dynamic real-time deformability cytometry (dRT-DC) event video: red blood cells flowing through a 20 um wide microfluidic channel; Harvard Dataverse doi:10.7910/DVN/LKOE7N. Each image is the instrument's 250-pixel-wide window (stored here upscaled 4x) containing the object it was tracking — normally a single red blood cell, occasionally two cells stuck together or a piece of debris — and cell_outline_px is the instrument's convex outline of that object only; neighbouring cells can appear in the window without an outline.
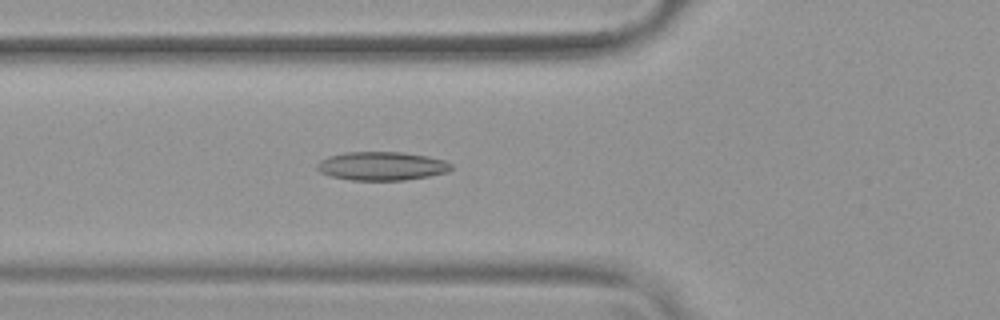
{"species": "common noctule bat (a hibernating species)", "species_latin": "Nyctalus noctula", "temperature_condition": "warm", "stored_images_in_passage": 54, "camera_frame_rate_fps": 3000, "um_per_image_px": 0.085, "animal": {"sex": "female", "body_mass_g": 19.9}, "frame": {"image": 1, "passage_image": 20, "time_ms": 6.333, "image_size_px": [1000, 320], "cell_outline_px": [[452, 168], [448, 172], [428, 176], [404, 180], [348, 180], [332, 176], [320, 172], [316, 168], [316, 164], [320, 160], [328, 156], [344, 152], [404, 152], [428, 156], [444, 160], [452, 164]], "centroid_in_image_um": [32.44, 14.11], "position_along_channel_um": 93.4, "area_um2": 22.48}}
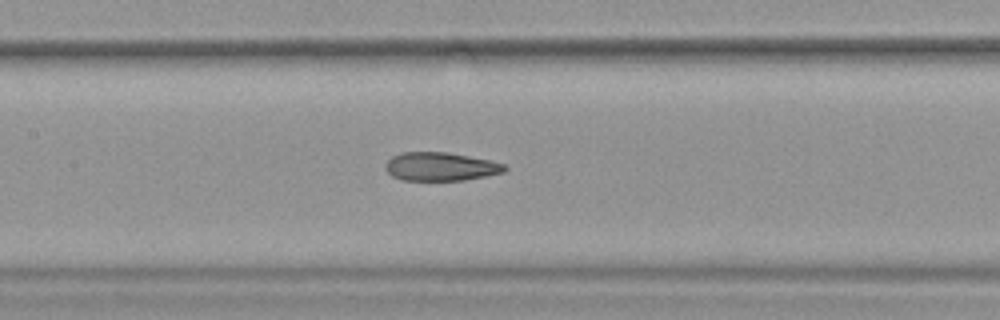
{"frame": {"image": 2, "passage_image": 26, "time_ms": 8.333, "image_size_px": [1000, 320], "cell_outline_px": [[508, 168], [504, 172], [464, 180], [400, 180], [392, 176], [384, 168], [384, 164], [392, 156], [400, 152], [448, 152], [488, 160], [504, 164]], "centroid_in_image_um": [37.4, 14.16], "position_along_channel_um": 170.0, "area_um2": 19.77}}
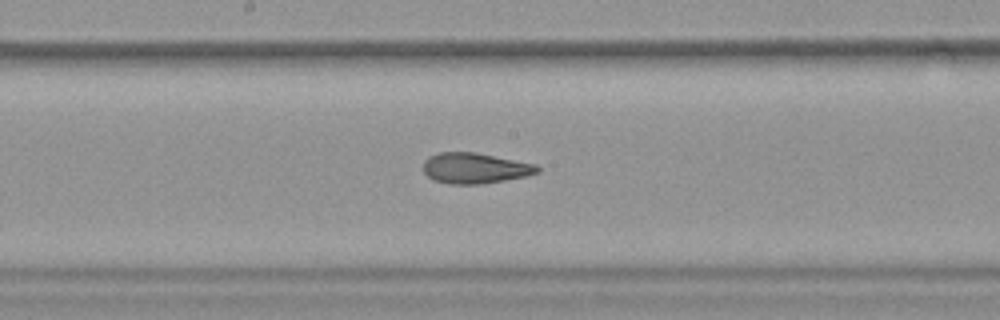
{"frame": {"image": 3, "passage_image": 29, "time_ms": 9.333, "image_size_px": [1000, 320], "cell_outline_px": [[540, 172], [528, 176], [484, 184], [448, 184], [432, 180], [424, 172], [424, 160], [428, 156], [436, 152], [476, 152], [536, 164], [540, 168]], "centroid_in_image_um": [40.37, 14.29], "position_along_channel_um": 207.8, "area_um2": 20.69}, "authors_computed_cell_mechanics": {"area_um2": 21.8195, "velocity_mm_per_s": 3.8081, "shape_relaxation_time_tau1_ms": null, "shape_relaxation_time_tau2_ms": 1.85, "deformation_change_tau1": null, "deformation_change_tau2": 0.1042}}